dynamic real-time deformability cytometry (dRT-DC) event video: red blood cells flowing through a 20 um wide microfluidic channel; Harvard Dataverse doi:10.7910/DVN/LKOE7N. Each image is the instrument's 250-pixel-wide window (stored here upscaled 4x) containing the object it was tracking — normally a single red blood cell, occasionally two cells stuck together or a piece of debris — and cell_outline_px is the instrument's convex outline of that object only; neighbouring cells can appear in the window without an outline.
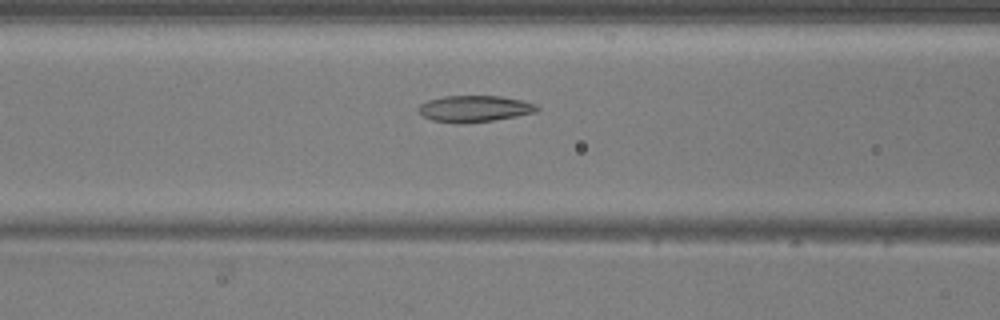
{"species": "common noctule bat (a hibernating species)", "species_latin": "Nyctalus noctula", "temperature_condition": "warm", "stored_images_in_passage": 20, "camera_frame_rate_fps": 3000, "um_per_image_px": 0.085, "animal": {"sex": "male", "body_mass_g": 20.5, "forearm_length_mm": 52.5}, "frame": {"image": 1, "passage_image": 15, "time_ms": 4.667, "image_size_px": [1000, 320], "cell_outline_px": [[540, 108], [536, 112], [516, 116], [492, 120], [464, 124], [456, 124], [432, 120], [416, 112], [416, 108], [420, 104], [428, 100], [444, 96], [500, 96], [520, 100], [536, 104]], "centroid_in_image_um": [40.27, 9.25], "position_along_channel_um": 126.3, "area_um2": 18.38}}